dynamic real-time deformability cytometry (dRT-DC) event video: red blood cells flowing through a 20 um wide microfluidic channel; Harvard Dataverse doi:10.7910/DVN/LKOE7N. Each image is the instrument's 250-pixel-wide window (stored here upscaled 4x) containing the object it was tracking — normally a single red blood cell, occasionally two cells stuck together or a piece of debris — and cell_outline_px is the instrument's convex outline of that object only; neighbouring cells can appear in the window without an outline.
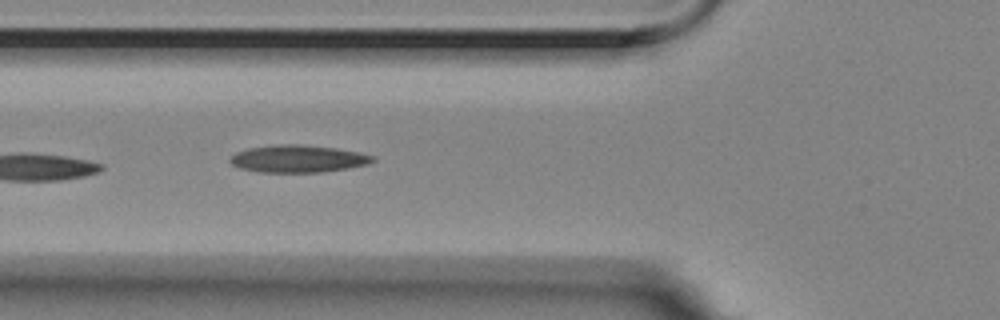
{"species": "Egyptian fruit bat (a non-hibernating species)", "species_latin": "Rousettus aegyptiacus", "temperature_condition": "room temperature", "stored_images_in_passage": 9, "camera_frame_rate_fps": 3000, "um_per_image_px": 0.085, "animal": {"sex": "female"}, "frame": {"image": 1, "passage_image": 5, "time_ms": 1.333, "image_size_px": [1000, 320], "cell_outline_px": [[376, 160], [368, 164], [348, 168], [320, 172], [256, 172], [240, 168], [232, 164], [228, 160], [236, 152], [248, 148], [272, 144], [304, 144], [336, 148], [360, 152], [376, 156]], "centroid_in_image_um": [25.34, 13.48], "position_along_channel_um": 100.5, "area_um2": 23.0}}